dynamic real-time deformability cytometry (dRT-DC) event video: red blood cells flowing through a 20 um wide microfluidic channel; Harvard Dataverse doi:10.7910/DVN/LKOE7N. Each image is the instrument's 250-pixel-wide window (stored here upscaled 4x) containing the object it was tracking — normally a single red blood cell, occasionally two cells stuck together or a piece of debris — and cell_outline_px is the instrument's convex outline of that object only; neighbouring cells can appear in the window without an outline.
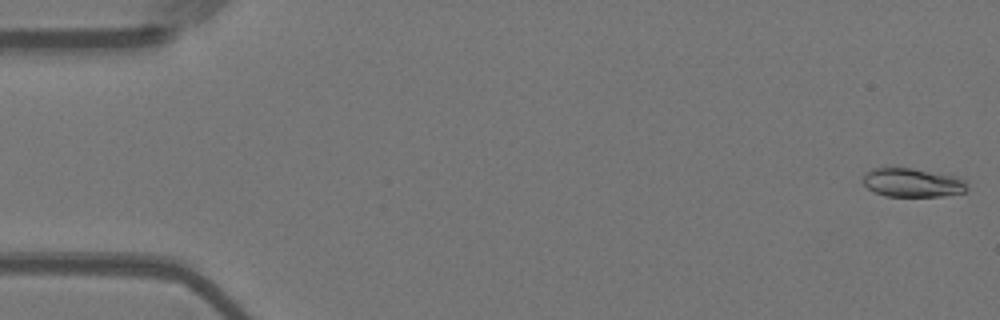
{"species": "Egyptian fruit bat (a non-hibernating species)", "species_latin": "Rousettus aegyptiacus", "temperature_condition": "warm", "stored_images_in_passage": 56, "camera_frame_rate_fps": 3000, "um_per_image_px": 0.085, "animal": {"sex": "female"}, "frame": {"image": 1, "passage_image": 1, "time_ms": 0.0, "image_size_px": [1000, 320], "cell_outline_px": [[968, 188], [964, 192], [940, 196], [884, 196], [868, 188], [864, 184], [864, 176], [872, 168], [912, 168], [956, 176], [964, 180], [968, 184]], "centroid_in_image_um": [77.59, 15.52], "position_along_channel_um": 7.4, "area_um2": 17.28}}
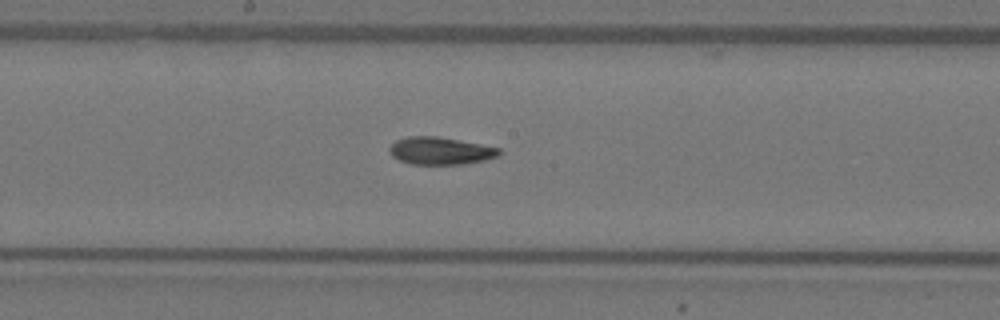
{"frame": {"image": 2, "passage_image": 29, "time_ms": 9.333, "image_size_px": [1000, 320], "cell_outline_px": [[504, 152], [500, 156], [484, 160], [464, 164], [412, 164], [400, 160], [392, 156], [388, 152], [388, 148], [396, 140], [408, 136], [436, 136], [480, 144], [500, 148]], "centroid_in_image_um": [37.45, 12.82], "position_along_channel_um": 210.7, "area_um2": 17.63}}
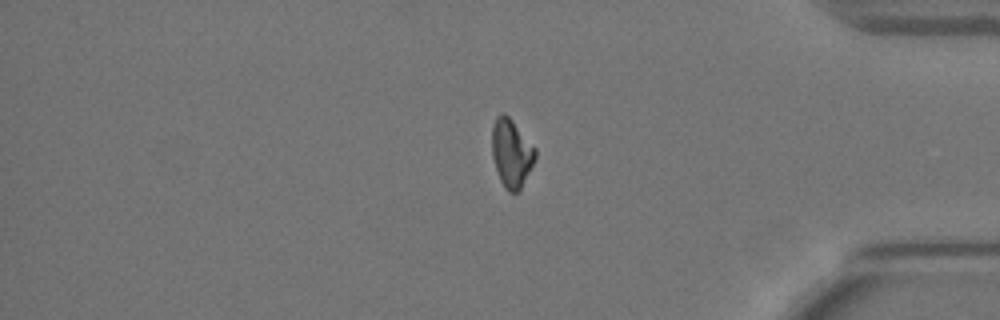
{"frame": {"image": 3, "passage_image": 46, "time_ms": 15.0, "image_size_px": [1000, 320], "cell_outline_px": [[536, 156], [520, 192], [508, 192], [504, 188], [500, 180], [492, 156], [492, 124], [496, 116], [500, 112], [504, 112], [512, 120], [536, 148]], "centroid_in_image_um": [43.46, 13.01], "position_along_channel_um": 391.7, "area_um2": 17.34}, "authors_computed_cell_mechanics": {"area_um2": 17.5423, "velocity_mm_per_s": 3.654, "shape_relaxation_time_tau1_ms": null, "shape_relaxation_time_tau2_ms": 7.963, "deformation_change_tau1": null, "deformation_change_tau2": 0.1007}}